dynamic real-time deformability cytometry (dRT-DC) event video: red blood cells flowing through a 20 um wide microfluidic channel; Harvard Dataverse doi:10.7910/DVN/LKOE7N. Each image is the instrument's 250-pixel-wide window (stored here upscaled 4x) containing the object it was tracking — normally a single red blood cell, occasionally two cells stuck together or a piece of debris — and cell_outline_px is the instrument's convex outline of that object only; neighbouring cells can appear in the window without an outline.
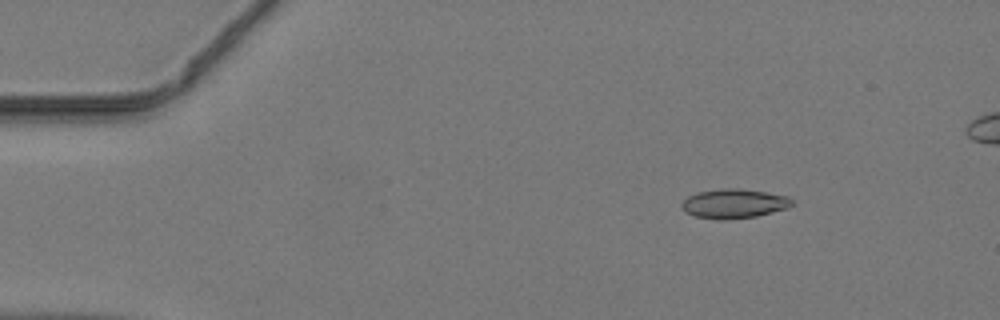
{"species": "common noctule bat (a hibernating species)", "species_latin": "Nyctalus noctula", "temperature_condition": "warm", "stored_images_in_passage": 41, "camera_frame_rate_fps": 3000, "um_per_image_px": 0.085, "animal": {"sex": "male", "body_mass_g": 19.2, "forearm_length_mm": 51.8}, "frame": {"image": 1, "passage_image": 1, "time_ms": 0.0, "image_size_px": [1000, 320], "cell_outline_px": [[792, 204], [788, 208], [756, 216], [728, 220], [720, 220], [696, 216], [684, 212], [680, 208], [680, 204], [688, 196], [696, 192], [720, 188], [740, 188], [788, 196], [792, 200]], "centroid_in_image_um": [62.34, 17.3], "position_along_channel_um": 22.7, "area_um2": 19.02}}
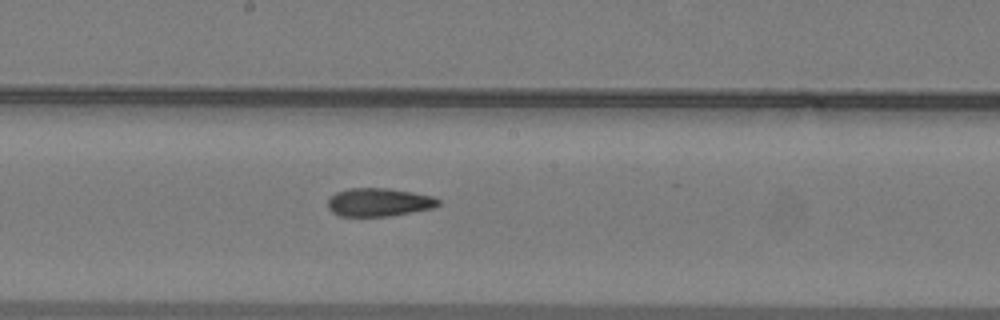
{"frame": {"image": 2, "passage_image": 20, "time_ms": 6.333, "image_size_px": [1000, 320], "cell_outline_px": [[440, 204], [432, 208], [412, 212], [388, 216], [340, 216], [332, 212], [328, 208], [328, 200], [336, 192], [348, 188], [388, 188], [412, 192], [432, 196], [440, 200]], "centroid_in_image_um": [32.19, 17.19], "position_along_channel_um": 216.0, "area_um2": 18.15}}
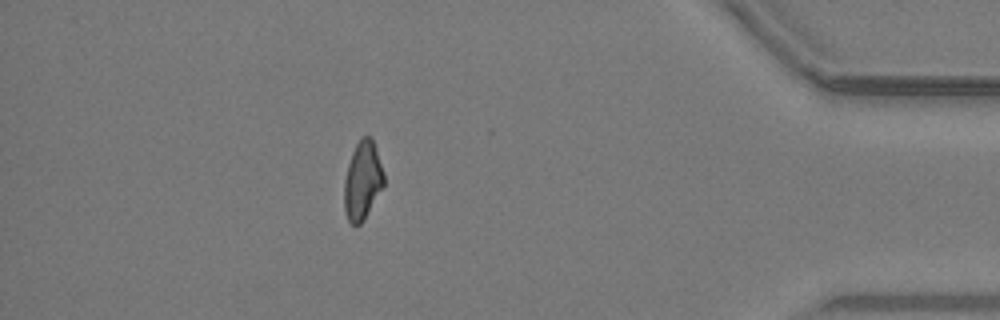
{"frame": {"image": 3, "passage_image": 36, "time_ms": 11.667, "image_size_px": [1000, 320], "cell_outline_px": [[384, 184], [364, 220], [356, 228], [348, 220], [344, 212], [344, 180], [348, 164], [352, 152], [360, 136], [372, 136], [384, 172]], "centroid_in_image_um": [30.81, 15.34], "position_along_channel_um": 404.4, "area_um2": 18.32}}